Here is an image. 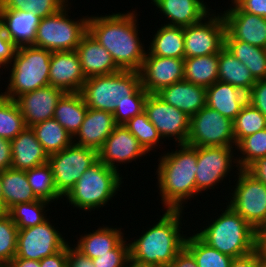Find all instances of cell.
Listing matches in <instances>:
<instances>
[{
	"instance_id": "4dcf8cb0",
	"label": "cell",
	"mask_w": 266,
	"mask_h": 267,
	"mask_svg": "<svg viewBox=\"0 0 266 267\" xmlns=\"http://www.w3.org/2000/svg\"><path fill=\"white\" fill-rule=\"evenodd\" d=\"M156 32V33H155ZM147 45L146 55L184 59L183 27L161 24Z\"/></svg>"
},
{
	"instance_id": "c3c4849f",
	"label": "cell",
	"mask_w": 266,
	"mask_h": 267,
	"mask_svg": "<svg viewBox=\"0 0 266 267\" xmlns=\"http://www.w3.org/2000/svg\"><path fill=\"white\" fill-rule=\"evenodd\" d=\"M17 46L7 37L6 27L0 19V66L5 69L14 58Z\"/></svg>"
},
{
	"instance_id": "f546056e",
	"label": "cell",
	"mask_w": 266,
	"mask_h": 267,
	"mask_svg": "<svg viewBox=\"0 0 266 267\" xmlns=\"http://www.w3.org/2000/svg\"><path fill=\"white\" fill-rule=\"evenodd\" d=\"M88 107L80 92H65L59 99L53 118L65 128L73 138L81 127Z\"/></svg>"
},
{
	"instance_id": "d6a6232c",
	"label": "cell",
	"mask_w": 266,
	"mask_h": 267,
	"mask_svg": "<svg viewBox=\"0 0 266 267\" xmlns=\"http://www.w3.org/2000/svg\"><path fill=\"white\" fill-rule=\"evenodd\" d=\"M218 54L184 58V80L210 87L218 81Z\"/></svg>"
},
{
	"instance_id": "ee69618b",
	"label": "cell",
	"mask_w": 266,
	"mask_h": 267,
	"mask_svg": "<svg viewBox=\"0 0 266 267\" xmlns=\"http://www.w3.org/2000/svg\"><path fill=\"white\" fill-rule=\"evenodd\" d=\"M18 227L7 213H0V264L6 267L17 251Z\"/></svg>"
},
{
	"instance_id": "816d5d0a",
	"label": "cell",
	"mask_w": 266,
	"mask_h": 267,
	"mask_svg": "<svg viewBox=\"0 0 266 267\" xmlns=\"http://www.w3.org/2000/svg\"><path fill=\"white\" fill-rule=\"evenodd\" d=\"M68 267H95L92 259L82 255L71 243H68Z\"/></svg>"
},
{
	"instance_id": "8d00e7d4",
	"label": "cell",
	"mask_w": 266,
	"mask_h": 267,
	"mask_svg": "<svg viewBox=\"0 0 266 267\" xmlns=\"http://www.w3.org/2000/svg\"><path fill=\"white\" fill-rule=\"evenodd\" d=\"M191 233H187L185 248L193 255L198 267H229L231 256L208 246L194 231Z\"/></svg>"
},
{
	"instance_id": "1f68e13d",
	"label": "cell",
	"mask_w": 266,
	"mask_h": 267,
	"mask_svg": "<svg viewBox=\"0 0 266 267\" xmlns=\"http://www.w3.org/2000/svg\"><path fill=\"white\" fill-rule=\"evenodd\" d=\"M218 80L229 83L248 93L256 80L250 71L226 47L218 53Z\"/></svg>"
},
{
	"instance_id": "4fadbf2b",
	"label": "cell",
	"mask_w": 266,
	"mask_h": 267,
	"mask_svg": "<svg viewBox=\"0 0 266 267\" xmlns=\"http://www.w3.org/2000/svg\"><path fill=\"white\" fill-rule=\"evenodd\" d=\"M183 31L184 58L218 54L225 47V21L216 10L200 22L183 27Z\"/></svg>"
},
{
	"instance_id": "9c48e42d",
	"label": "cell",
	"mask_w": 266,
	"mask_h": 267,
	"mask_svg": "<svg viewBox=\"0 0 266 267\" xmlns=\"http://www.w3.org/2000/svg\"><path fill=\"white\" fill-rule=\"evenodd\" d=\"M235 185L225 200L255 230L266 224V184L247 169L236 171ZM229 198V199H228ZM230 200V201H229Z\"/></svg>"
},
{
	"instance_id": "d6986e66",
	"label": "cell",
	"mask_w": 266,
	"mask_h": 267,
	"mask_svg": "<svg viewBox=\"0 0 266 267\" xmlns=\"http://www.w3.org/2000/svg\"><path fill=\"white\" fill-rule=\"evenodd\" d=\"M65 92L48 85L18 96L15 101L20 108L27 127L53 118L55 107Z\"/></svg>"
},
{
	"instance_id": "9a60e30c",
	"label": "cell",
	"mask_w": 266,
	"mask_h": 267,
	"mask_svg": "<svg viewBox=\"0 0 266 267\" xmlns=\"http://www.w3.org/2000/svg\"><path fill=\"white\" fill-rule=\"evenodd\" d=\"M144 112L163 141H166L165 139H173L176 142L173 143L174 145L187 143L190 117L186 113L165 103L156 94H148L145 100Z\"/></svg>"
},
{
	"instance_id": "f1b7e54d",
	"label": "cell",
	"mask_w": 266,
	"mask_h": 267,
	"mask_svg": "<svg viewBox=\"0 0 266 267\" xmlns=\"http://www.w3.org/2000/svg\"><path fill=\"white\" fill-rule=\"evenodd\" d=\"M4 198V213L18 203L38 200L26 177L25 170L9 168L0 172Z\"/></svg>"
},
{
	"instance_id": "d590c367",
	"label": "cell",
	"mask_w": 266,
	"mask_h": 267,
	"mask_svg": "<svg viewBox=\"0 0 266 267\" xmlns=\"http://www.w3.org/2000/svg\"><path fill=\"white\" fill-rule=\"evenodd\" d=\"M26 177L38 199L50 203H57L58 200L60 202L63 199V196L56 189L52 169L48 162L26 170Z\"/></svg>"
},
{
	"instance_id": "d4e9b609",
	"label": "cell",
	"mask_w": 266,
	"mask_h": 267,
	"mask_svg": "<svg viewBox=\"0 0 266 267\" xmlns=\"http://www.w3.org/2000/svg\"><path fill=\"white\" fill-rule=\"evenodd\" d=\"M11 168L28 170L48 162L49 155L39 143L31 127H26L11 140Z\"/></svg>"
},
{
	"instance_id": "94428289",
	"label": "cell",
	"mask_w": 266,
	"mask_h": 267,
	"mask_svg": "<svg viewBox=\"0 0 266 267\" xmlns=\"http://www.w3.org/2000/svg\"><path fill=\"white\" fill-rule=\"evenodd\" d=\"M125 267H152V266L142 265V264L136 263L130 259Z\"/></svg>"
},
{
	"instance_id": "ab89813d",
	"label": "cell",
	"mask_w": 266,
	"mask_h": 267,
	"mask_svg": "<svg viewBox=\"0 0 266 267\" xmlns=\"http://www.w3.org/2000/svg\"><path fill=\"white\" fill-rule=\"evenodd\" d=\"M26 127L16 101L0 95V137L11 141Z\"/></svg>"
},
{
	"instance_id": "f907efd6",
	"label": "cell",
	"mask_w": 266,
	"mask_h": 267,
	"mask_svg": "<svg viewBox=\"0 0 266 267\" xmlns=\"http://www.w3.org/2000/svg\"><path fill=\"white\" fill-rule=\"evenodd\" d=\"M40 267H68V244L59 252L40 260Z\"/></svg>"
},
{
	"instance_id": "74e56055",
	"label": "cell",
	"mask_w": 266,
	"mask_h": 267,
	"mask_svg": "<svg viewBox=\"0 0 266 267\" xmlns=\"http://www.w3.org/2000/svg\"><path fill=\"white\" fill-rule=\"evenodd\" d=\"M50 204L52 203L41 199L28 203H18L6 213L11 217L18 229L30 228L42 224L48 219L47 211L50 210L48 208Z\"/></svg>"
},
{
	"instance_id": "ba28073f",
	"label": "cell",
	"mask_w": 266,
	"mask_h": 267,
	"mask_svg": "<svg viewBox=\"0 0 266 267\" xmlns=\"http://www.w3.org/2000/svg\"><path fill=\"white\" fill-rule=\"evenodd\" d=\"M71 5L69 2L57 13L41 18L33 46L51 52L77 49L82 37L88 32L89 15L77 17V20L73 19L68 15Z\"/></svg>"
},
{
	"instance_id": "cb8c5ba5",
	"label": "cell",
	"mask_w": 266,
	"mask_h": 267,
	"mask_svg": "<svg viewBox=\"0 0 266 267\" xmlns=\"http://www.w3.org/2000/svg\"><path fill=\"white\" fill-rule=\"evenodd\" d=\"M156 95L189 117L206 106V88L186 80L164 87Z\"/></svg>"
},
{
	"instance_id": "6125c7cd",
	"label": "cell",
	"mask_w": 266,
	"mask_h": 267,
	"mask_svg": "<svg viewBox=\"0 0 266 267\" xmlns=\"http://www.w3.org/2000/svg\"><path fill=\"white\" fill-rule=\"evenodd\" d=\"M255 267H266V261L259 258L255 263Z\"/></svg>"
},
{
	"instance_id": "9f6ffc18",
	"label": "cell",
	"mask_w": 266,
	"mask_h": 267,
	"mask_svg": "<svg viewBox=\"0 0 266 267\" xmlns=\"http://www.w3.org/2000/svg\"><path fill=\"white\" fill-rule=\"evenodd\" d=\"M255 249L260 258L266 261V224L256 230Z\"/></svg>"
},
{
	"instance_id": "2e32d148",
	"label": "cell",
	"mask_w": 266,
	"mask_h": 267,
	"mask_svg": "<svg viewBox=\"0 0 266 267\" xmlns=\"http://www.w3.org/2000/svg\"><path fill=\"white\" fill-rule=\"evenodd\" d=\"M149 154L138 139L124 126L116 125L98 150V160L120 172L122 164L136 162ZM120 166V168L118 167Z\"/></svg>"
},
{
	"instance_id": "4316f807",
	"label": "cell",
	"mask_w": 266,
	"mask_h": 267,
	"mask_svg": "<svg viewBox=\"0 0 266 267\" xmlns=\"http://www.w3.org/2000/svg\"><path fill=\"white\" fill-rule=\"evenodd\" d=\"M7 37L17 46L33 45L41 18L24 10L0 9Z\"/></svg>"
},
{
	"instance_id": "83f0119b",
	"label": "cell",
	"mask_w": 266,
	"mask_h": 267,
	"mask_svg": "<svg viewBox=\"0 0 266 267\" xmlns=\"http://www.w3.org/2000/svg\"><path fill=\"white\" fill-rule=\"evenodd\" d=\"M122 230V227L114 228L110 225H103L92 232L84 231L85 234L79 235L77 244L71 243V246L82 255L94 259L114 249L125 238L126 233H123Z\"/></svg>"
},
{
	"instance_id": "f5cc1de1",
	"label": "cell",
	"mask_w": 266,
	"mask_h": 267,
	"mask_svg": "<svg viewBox=\"0 0 266 267\" xmlns=\"http://www.w3.org/2000/svg\"><path fill=\"white\" fill-rule=\"evenodd\" d=\"M11 141L0 137V172L11 168Z\"/></svg>"
},
{
	"instance_id": "7402d4cb",
	"label": "cell",
	"mask_w": 266,
	"mask_h": 267,
	"mask_svg": "<svg viewBox=\"0 0 266 267\" xmlns=\"http://www.w3.org/2000/svg\"><path fill=\"white\" fill-rule=\"evenodd\" d=\"M115 126L113 113L88 108L81 127L73 137V143L98 151Z\"/></svg>"
},
{
	"instance_id": "91938a15",
	"label": "cell",
	"mask_w": 266,
	"mask_h": 267,
	"mask_svg": "<svg viewBox=\"0 0 266 267\" xmlns=\"http://www.w3.org/2000/svg\"><path fill=\"white\" fill-rule=\"evenodd\" d=\"M0 213H4V198L2 192V182L0 179Z\"/></svg>"
},
{
	"instance_id": "f35d334b",
	"label": "cell",
	"mask_w": 266,
	"mask_h": 267,
	"mask_svg": "<svg viewBox=\"0 0 266 267\" xmlns=\"http://www.w3.org/2000/svg\"><path fill=\"white\" fill-rule=\"evenodd\" d=\"M235 149L239 169H248L257 160L266 157V129L242 138Z\"/></svg>"
},
{
	"instance_id": "7c38bea8",
	"label": "cell",
	"mask_w": 266,
	"mask_h": 267,
	"mask_svg": "<svg viewBox=\"0 0 266 267\" xmlns=\"http://www.w3.org/2000/svg\"><path fill=\"white\" fill-rule=\"evenodd\" d=\"M186 144L192 147L236 146L233 121L204 106L190 117Z\"/></svg>"
},
{
	"instance_id": "6da1fadb",
	"label": "cell",
	"mask_w": 266,
	"mask_h": 267,
	"mask_svg": "<svg viewBox=\"0 0 266 267\" xmlns=\"http://www.w3.org/2000/svg\"><path fill=\"white\" fill-rule=\"evenodd\" d=\"M106 15H90L88 32L110 54L120 70L138 71L147 54L140 39L137 10ZM146 47V48H145Z\"/></svg>"
},
{
	"instance_id": "be15d7a7",
	"label": "cell",
	"mask_w": 266,
	"mask_h": 267,
	"mask_svg": "<svg viewBox=\"0 0 266 267\" xmlns=\"http://www.w3.org/2000/svg\"><path fill=\"white\" fill-rule=\"evenodd\" d=\"M2 67L0 66V75L3 74V69H1ZM2 71V72H1ZM2 73V74H1ZM1 77V76H0ZM1 79V78H0ZM1 81V80H0ZM0 95H2V92L0 93Z\"/></svg>"
},
{
	"instance_id": "8fae6325",
	"label": "cell",
	"mask_w": 266,
	"mask_h": 267,
	"mask_svg": "<svg viewBox=\"0 0 266 267\" xmlns=\"http://www.w3.org/2000/svg\"><path fill=\"white\" fill-rule=\"evenodd\" d=\"M98 161V151L72 143L60 152L49 155L54 183L64 197L81 175Z\"/></svg>"
},
{
	"instance_id": "db71d44e",
	"label": "cell",
	"mask_w": 266,
	"mask_h": 267,
	"mask_svg": "<svg viewBox=\"0 0 266 267\" xmlns=\"http://www.w3.org/2000/svg\"><path fill=\"white\" fill-rule=\"evenodd\" d=\"M168 267H198L193 255L184 247Z\"/></svg>"
},
{
	"instance_id": "30bf717a",
	"label": "cell",
	"mask_w": 266,
	"mask_h": 267,
	"mask_svg": "<svg viewBox=\"0 0 266 267\" xmlns=\"http://www.w3.org/2000/svg\"><path fill=\"white\" fill-rule=\"evenodd\" d=\"M236 146L197 147L196 186L197 197L203 192L215 190L228 178L234 168L239 170L236 157ZM235 152V153H234ZM234 167V168H233ZM226 179V180H225Z\"/></svg>"
},
{
	"instance_id": "52a82bcc",
	"label": "cell",
	"mask_w": 266,
	"mask_h": 267,
	"mask_svg": "<svg viewBox=\"0 0 266 267\" xmlns=\"http://www.w3.org/2000/svg\"><path fill=\"white\" fill-rule=\"evenodd\" d=\"M51 56V51L33 45L17 47L14 58L4 70L9 72L6 77L9 83L2 95L15 100L24 93L50 85Z\"/></svg>"
},
{
	"instance_id": "5b68a950",
	"label": "cell",
	"mask_w": 266,
	"mask_h": 267,
	"mask_svg": "<svg viewBox=\"0 0 266 267\" xmlns=\"http://www.w3.org/2000/svg\"><path fill=\"white\" fill-rule=\"evenodd\" d=\"M226 205L221 208V215L208 218L206 226L191 231H197L195 234L203 242L219 252L232 258L240 257L255 250L256 230Z\"/></svg>"
},
{
	"instance_id": "5bb4252c",
	"label": "cell",
	"mask_w": 266,
	"mask_h": 267,
	"mask_svg": "<svg viewBox=\"0 0 266 267\" xmlns=\"http://www.w3.org/2000/svg\"><path fill=\"white\" fill-rule=\"evenodd\" d=\"M48 218L42 224L18 229L16 258L40 261L62 250L69 242Z\"/></svg>"
},
{
	"instance_id": "6f0895ef",
	"label": "cell",
	"mask_w": 266,
	"mask_h": 267,
	"mask_svg": "<svg viewBox=\"0 0 266 267\" xmlns=\"http://www.w3.org/2000/svg\"><path fill=\"white\" fill-rule=\"evenodd\" d=\"M247 170L258 180L266 184V157L257 160Z\"/></svg>"
},
{
	"instance_id": "60d3db41",
	"label": "cell",
	"mask_w": 266,
	"mask_h": 267,
	"mask_svg": "<svg viewBox=\"0 0 266 267\" xmlns=\"http://www.w3.org/2000/svg\"><path fill=\"white\" fill-rule=\"evenodd\" d=\"M124 126L138 139V142L150 154L153 150L161 148L160 146L164 144L163 141H161L163 140L162 137L149 121L144 111L130 119ZM158 146L159 148H157Z\"/></svg>"
},
{
	"instance_id": "11a10c76",
	"label": "cell",
	"mask_w": 266,
	"mask_h": 267,
	"mask_svg": "<svg viewBox=\"0 0 266 267\" xmlns=\"http://www.w3.org/2000/svg\"><path fill=\"white\" fill-rule=\"evenodd\" d=\"M260 258L256 249L246 255L234 257L229 267H255L256 261Z\"/></svg>"
},
{
	"instance_id": "3957f363",
	"label": "cell",
	"mask_w": 266,
	"mask_h": 267,
	"mask_svg": "<svg viewBox=\"0 0 266 267\" xmlns=\"http://www.w3.org/2000/svg\"><path fill=\"white\" fill-rule=\"evenodd\" d=\"M174 150L162 152L155 172L164 210H184L188 200L197 196V147L178 144Z\"/></svg>"
},
{
	"instance_id": "f6af8a7d",
	"label": "cell",
	"mask_w": 266,
	"mask_h": 267,
	"mask_svg": "<svg viewBox=\"0 0 266 267\" xmlns=\"http://www.w3.org/2000/svg\"><path fill=\"white\" fill-rule=\"evenodd\" d=\"M125 237L114 249L92 259L95 267H125L130 260L129 242Z\"/></svg>"
},
{
	"instance_id": "603a6c76",
	"label": "cell",
	"mask_w": 266,
	"mask_h": 267,
	"mask_svg": "<svg viewBox=\"0 0 266 267\" xmlns=\"http://www.w3.org/2000/svg\"><path fill=\"white\" fill-rule=\"evenodd\" d=\"M76 52L79 55L81 69L86 78L110 75L120 71L111 54L89 32L82 37Z\"/></svg>"
},
{
	"instance_id": "e0dca14e",
	"label": "cell",
	"mask_w": 266,
	"mask_h": 267,
	"mask_svg": "<svg viewBox=\"0 0 266 267\" xmlns=\"http://www.w3.org/2000/svg\"><path fill=\"white\" fill-rule=\"evenodd\" d=\"M230 2L229 8L220 11L226 26L225 40H240L266 49V18L244 12Z\"/></svg>"
},
{
	"instance_id": "836d02e7",
	"label": "cell",
	"mask_w": 266,
	"mask_h": 267,
	"mask_svg": "<svg viewBox=\"0 0 266 267\" xmlns=\"http://www.w3.org/2000/svg\"><path fill=\"white\" fill-rule=\"evenodd\" d=\"M225 47L250 71L255 80L266 79V49L240 40H225Z\"/></svg>"
},
{
	"instance_id": "7dc6e473",
	"label": "cell",
	"mask_w": 266,
	"mask_h": 267,
	"mask_svg": "<svg viewBox=\"0 0 266 267\" xmlns=\"http://www.w3.org/2000/svg\"><path fill=\"white\" fill-rule=\"evenodd\" d=\"M247 102L266 117V79L256 80V83L247 93Z\"/></svg>"
},
{
	"instance_id": "44dd1931",
	"label": "cell",
	"mask_w": 266,
	"mask_h": 267,
	"mask_svg": "<svg viewBox=\"0 0 266 267\" xmlns=\"http://www.w3.org/2000/svg\"><path fill=\"white\" fill-rule=\"evenodd\" d=\"M165 17V25L187 27L200 22L213 9L204 0H151L150 1ZM160 11V12H159ZM164 17H163V16Z\"/></svg>"
},
{
	"instance_id": "484cf974",
	"label": "cell",
	"mask_w": 266,
	"mask_h": 267,
	"mask_svg": "<svg viewBox=\"0 0 266 267\" xmlns=\"http://www.w3.org/2000/svg\"><path fill=\"white\" fill-rule=\"evenodd\" d=\"M247 103V93L229 83L217 81L206 88V106L234 121Z\"/></svg>"
},
{
	"instance_id": "681fc988",
	"label": "cell",
	"mask_w": 266,
	"mask_h": 267,
	"mask_svg": "<svg viewBox=\"0 0 266 267\" xmlns=\"http://www.w3.org/2000/svg\"><path fill=\"white\" fill-rule=\"evenodd\" d=\"M242 11L266 18V0H232Z\"/></svg>"
},
{
	"instance_id": "7a4b0ae2",
	"label": "cell",
	"mask_w": 266,
	"mask_h": 267,
	"mask_svg": "<svg viewBox=\"0 0 266 267\" xmlns=\"http://www.w3.org/2000/svg\"><path fill=\"white\" fill-rule=\"evenodd\" d=\"M157 215L156 223L146 226L142 235L129 243L130 259L136 263L152 267H168L177 254L185 247L186 231L181 230L186 223L183 210L165 209ZM183 220V221H182ZM185 221V223H184ZM183 222V224H182ZM146 230V231H145ZM182 233V234H181Z\"/></svg>"
},
{
	"instance_id": "8992f818",
	"label": "cell",
	"mask_w": 266,
	"mask_h": 267,
	"mask_svg": "<svg viewBox=\"0 0 266 267\" xmlns=\"http://www.w3.org/2000/svg\"><path fill=\"white\" fill-rule=\"evenodd\" d=\"M120 174L98 160L81 175L63 197V201L69 202L68 207L71 205L73 209L77 208L85 212L99 210L108 205L112 198H116L117 193L122 189L120 187L124 177Z\"/></svg>"
},
{
	"instance_id": "680465c9",
	"label": "cell",
	"mask_w": 266,
	"mask_h": 267,
	"mask_svg": "<svg viewBox=\"0 0 266 267\" xmlns=\"http://www.w3.org/2000/svg\"><path fill=\"white\" fill-rule=\"evenodd\" d=\"M6 267H40V261L14 257Z\"/></svg>"
},
{
	"instance_id": "e575fe53",
	"label": "cell",
	"mask_w": 266,
	"mask_h": 267,
	"mask_svg": "<svg viewBox=\"0 0 266 267\" xmlns=\"http://www.w3.org/2000/svg\"><path fill=\"white\" fill-rule=\"evenodd\" d=\"M37 140L48 155L60 152L73 143V138L55 118L33 125Z\"/></svg>"
},
{
	"instance_id": "ac0fdd59",
	"label": "cell",
	"mask_w": 266,
	"mask_h": 267,
	"mask_svg": "<svg viewBox=\"0 0 266 267\" xmlns=\"http://www.w3.org/2000/svg\"><path fill=\"white\" fill-rule=\"evenodd\" d=\"M141 86L148 94L184 80V59L146 55L139 70Z\"/></svg>"
},
{
	"instance_id": "277c9868",
	"label": "cell",
	"mask_w": 266,
	"mask_h": 267,
	"mask_svg": "<svg viewBox=\"0 0 266 267\" xmlns=\"http://www.w3.org/2000/svg\"><path fill=\"white\" fill-rule=\"evenodd\" d=\"M80 94L88 108L110 113L124 102H145L148 96L140 73L128 70L86 78Z\"/></svg>"
},
{
	"instance_id": "bcb514c9",
	"label": "cell",
	"mask_w": 266,
	"mask_h": 267,
	"mask_svg": "<svg viewBox=\"0 0 266 267\" xmlns=\"http://www.w3.org/2000/svg\"><path fill=\"white\" fill-rule=\"evenodd\" d=\"M145 102H124L113 113L116 125H125L130 119L144 111Z\"/></svg>"
},
{
	"instance_id": "7bdbcfd3",
	"label": "cell",
	"mask_w": 266,
	"mask_h": 267,
	"mask_svg": "<svg viewBox=\"0 0 266 267\" xmlns=\"http://www.w3.org/2000/svg\"><path fill=\"white\" fill-rule=\"evenodd\" d=\"M70 0H0V9L30 11L40 18L53 15L65 7Z\"/></svg>"
},
{
	"instance_id": "ffe728a7",
	"label": "cell",
	"mask_w": 266,
	"mask_h": 267,
	"mask_svg": "<svg viewBox=\"0 0 266 267\" xmlns=\"http://www.w3.org/2000/svg\"><path fill=\"white\" fill-rule=\"evenodd\" d=\"M85 81L76 50L52 52L49 71L51 86L64 92H80Z\"/></svg>"
},
{
	"instance_id": "b9f144b4",
	"label": "cell",
	"mask_w": 266,
	"mask_h": 267,
	"mask_svg": "<svg viewBox=\"0 0 266 267\" xmlns=\"http://www.w3.org/2000/svg\"><path fill=\"white\" fill-rule=\"evenodd\" d=\"M233 127L237 144L242 138L266 129V117L247 102L234 119Z\"/></svg>"
}]
</instances>
